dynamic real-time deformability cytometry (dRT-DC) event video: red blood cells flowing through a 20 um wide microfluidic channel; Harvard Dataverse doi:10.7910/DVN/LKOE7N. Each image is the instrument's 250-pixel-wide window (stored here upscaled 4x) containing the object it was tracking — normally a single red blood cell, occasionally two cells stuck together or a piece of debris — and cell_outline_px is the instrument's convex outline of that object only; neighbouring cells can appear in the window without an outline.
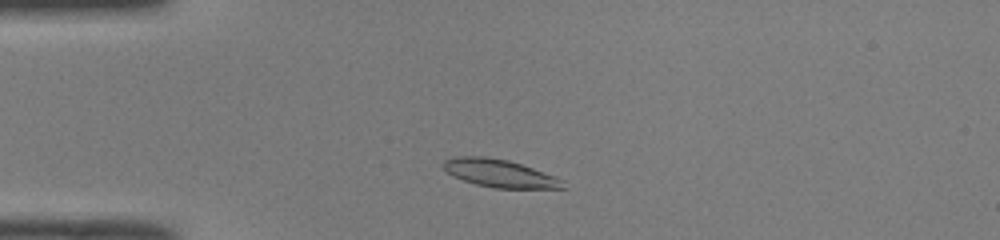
{"species": "common noctule bat (a hibernating species)", "species_latin": "Nyctalus noctula", "temperature_condition": "room temperature", "stored_images_in_passage": 43, "camera_frame_rate_fps": 3000, "um_per_image_px": 0.085, "animal": {"sex": "male", "body_mass_g": 19.0, "forearm_length_mm": 50.8}, "frame": {"image": 1, "passage_image": 5, "time_ms": 1.333, "image_size_px": [1000, 240], "cell_outline_px": [[568, 188], [496, 188], [476, 184], [452, 176], [444, 168], [444, 160], [452, 156], [484, 156], [508, 160], [532, 168], [564, 180]], "centroid_in_image_um": [42.47, 14.73], "position_along_channel_um": 42.5, "area_um2": 19.25}}
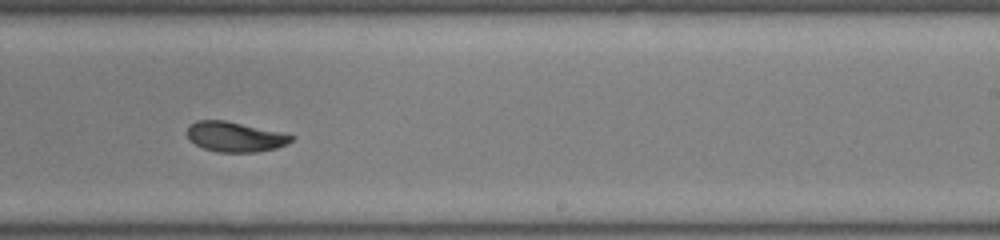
{"frame": {"image": 2, "passage_image": 24, "time_ms": 7.667, "image_size_px": [1000, 240], "cell_outline_px": [[296, 136], [288, 144], [276, 148], [256, 152], [216, 152], [204, 148], [196, 144], [188, 136], [188, 128], [196, 120], [224, 120], [284, 132]], "centroid_in_image_um": [20.05, 11.62], "position_along_channel_um": 269.0, "area_um2": 18.21}}
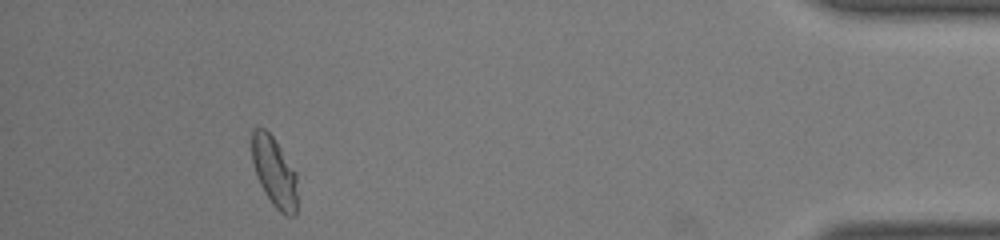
{"frame": {"image": 3, "passage_image": 39, "time_ms": 12.667, "image_size_px": [1000, 240], "cell_outline_px": [[296, 216], [284, 216], [272, 204], [260, 184], [256, 176], [252, 160], [252, 132], [256, 128], [264, 128], [272, 136], [296, 172]], "centroid_in_image_um": [23.31, 14.65], "position_along_channel_um": 411.9, "area_um2": 18.32}, "authors_computed_cell_mechanics": {"area_um2": 18.9584, "velocity_mm_per_s": 3.9964, "shape_relaxation_time_tau1_ms": 5.1617, "shape_relaxation_time_tau2_ms": 2.6035, "deformation_change_tau1": 0.1524, "deformation_change_tau2": 0.0682}}